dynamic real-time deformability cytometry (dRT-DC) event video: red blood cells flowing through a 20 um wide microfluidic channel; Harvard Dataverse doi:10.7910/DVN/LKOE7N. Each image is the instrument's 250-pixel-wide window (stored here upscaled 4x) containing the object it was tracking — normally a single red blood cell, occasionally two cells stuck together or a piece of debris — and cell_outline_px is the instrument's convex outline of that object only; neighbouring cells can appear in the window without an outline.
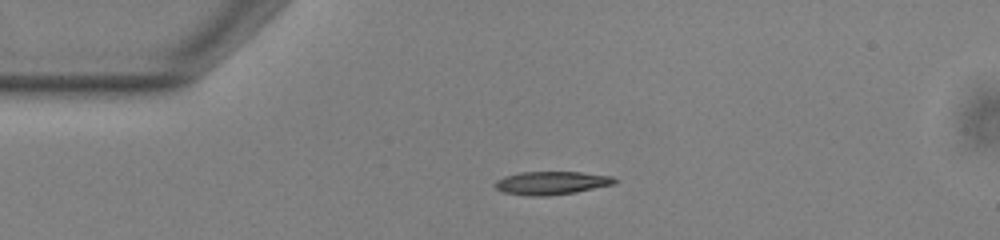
{"species": "common noctule bat (a hibernating species)", "species_latin": "Nyctalus noctula", "temperature_condition": "warm", "stored_images_in_passage": 42, "camera_frame_rate_fps": 3000, "um_per_image_px": 0.085, "animal": {"sex": "male", "body_mass_g": 13.0, "forearm_length_mm": 53.1}, "frame": {"image": 1, "passage_image": 1, "time_ms": 0.0, "image_size_px": [1000, 240], "cell_outline_px": [[616, 184], [576, 192], [548, 196], [528, 196], [504, 192], [496, 188], [492, 184], [496, 180], [504, 176], [520, 172], [580, 172], [612, 176], [616, 180]], "centroid_in_image_um": [46.86, 15.55], "position_along_channel_um": 38.1, "area_um2": 16.3}}
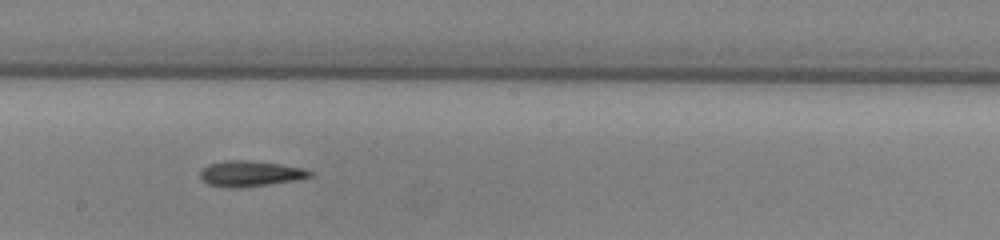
{"frame": {"image": 2, "passage_image": 18, "time_ms": 5.667, "image_size_px": [1000, 240], "cell_outline_px": [[312, 176], [296, 180], [240, 188], [224, 188], [208, 184], [200, 180], [200, 172], [208, 164], [228, 160], [248, 160], [280, 164], [304, 168], [312, 172]], "centroid_in_image_um": [21.24, 14.76], "position_along_channel_um": 227.0, "area_um2": 16.47}}
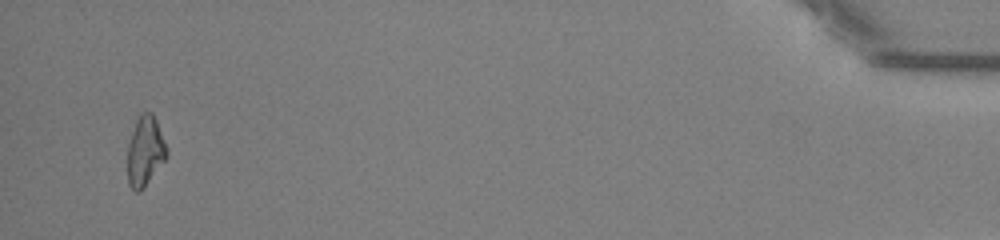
{"frame": {"image": 3, "passage_image": 40, "time_ms": 13.0, "image_size_px": [1000, 240], "cell_outline_px": [[168, 156], [144, 188], [140, 192], [136, 192], [128, 184], [128, 144], [136, 120], [140, 112], [152, 112], [156, 120], [168, 148]], "centroid_in_image_um": [12.35, 12.85], "position_along_channel_um": 422.9, "area_um2": 16.07}, "authors_computed_cell_mechanics": {"area_um2": 16.0106, "velocity_mm_per_s": 3.8676, "shape_relaxation_time_tau1_ms": null, "shape_relaxation_time_tau2_ms": 11.0383, "deformation_change_tau1": null, "deformation_change_tau2": 0.2473}}